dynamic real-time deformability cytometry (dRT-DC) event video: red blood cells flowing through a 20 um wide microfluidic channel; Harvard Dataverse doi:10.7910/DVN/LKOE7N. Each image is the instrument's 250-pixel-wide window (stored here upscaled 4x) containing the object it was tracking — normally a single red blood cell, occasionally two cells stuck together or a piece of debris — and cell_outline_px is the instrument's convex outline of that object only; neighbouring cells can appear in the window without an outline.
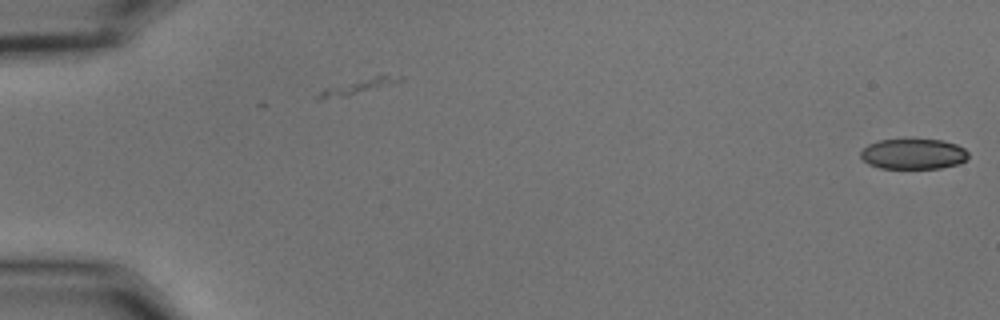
{"species": "common noctule bat (a hibernating species)", "species_latin": "Nyctalus noctula", "temperature_condition": "cold", "stored_images_in_passage": 6, "camera_frame_rate_fps": 3000, "um_per_image_px": 0.085, "animal": {"sex": "male", "body_mass_g": 15.6}, "frame": {"image": 1, "passage_image": 6, "time_ms": 1.667, "image_size_px": [1000, 320], "cell_outline_px": [[968, 160], [960, 164], [940, 168], [880, 168], [868, 164], [860, 156], [860, 152], [868, 144], [880, 140], [944, 140], [956, 144], [964, 148], [968, 152]], "centroid_in_image_um": [77.67, 13.09], "position_along_channel_um": 7.3, "area_um2": 19.13}}